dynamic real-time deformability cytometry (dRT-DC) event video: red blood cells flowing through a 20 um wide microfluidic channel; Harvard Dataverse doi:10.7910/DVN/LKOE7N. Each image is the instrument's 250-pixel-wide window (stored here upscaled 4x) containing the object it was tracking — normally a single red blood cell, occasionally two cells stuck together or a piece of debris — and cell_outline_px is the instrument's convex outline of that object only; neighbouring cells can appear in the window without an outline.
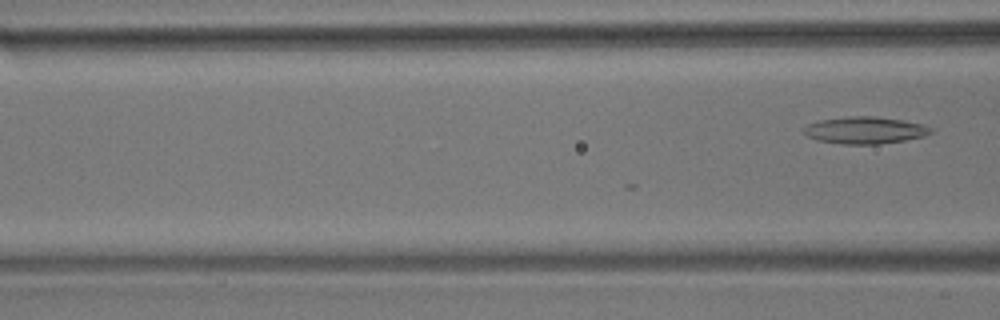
{"species": "common noctule bat (a hibernating species)", "species_latin": "Nyctalus noctula", "temperature_condition": "room temperature", "stored_images_in_passage": 20, "camera_frame_rate_fps": 3000, "um_per_image_px": 0.085, "animal": {"sex": "male", "body_mass_g": 17.9}, "frame": {"image": 1, "passage_image": 20, "time_ms": 6.333, "image_size_px": [1000, 320], "cell_outline_px": [[932, 132], [924, 136], [904, 140], [880, 144], [840, 144], [816, 140], [808, 136], [800, 128], [808, 124], [820, 120], [848, 116], [872, 116], [900, 120], [920, 124], [932, 128]], "centroid_in_image_um": [73.46, 11.07], "position_along_channel_um": 93.1, "area_um2": 19.88}}